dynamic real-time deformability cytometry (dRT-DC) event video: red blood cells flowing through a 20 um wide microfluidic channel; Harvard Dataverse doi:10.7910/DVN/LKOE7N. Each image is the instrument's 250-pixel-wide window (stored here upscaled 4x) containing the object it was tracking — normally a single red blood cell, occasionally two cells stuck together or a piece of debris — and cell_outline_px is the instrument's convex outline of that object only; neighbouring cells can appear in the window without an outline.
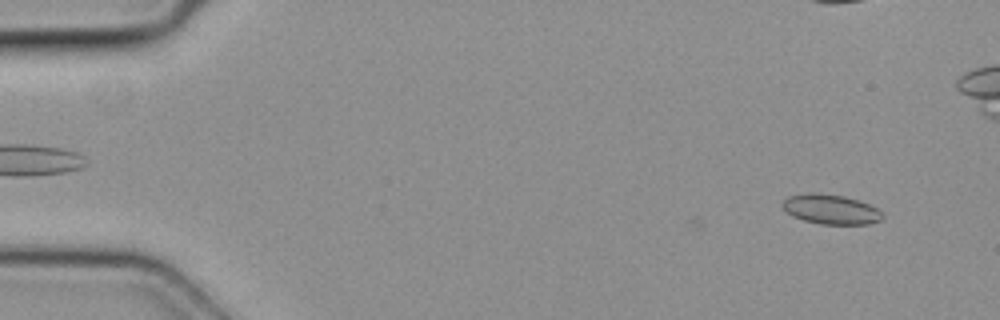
{"species": "common noctule bat (a hibernating species)", "species_latin": "Nyctalus noctula", "temperature_condition": "cold", "stored_images_in_passage": 2, "camera_frame_rate_fps": 3000, "um_per_image_px": 0.085, "animal": {"sex": "female", "body_mass_g": 19.3, "forearm_length_mm": 54.1}, "frame": {"image": 1, "passage_image": 2, "time_ms": 0.333, "image_size_px": [1000, 320], "cell_outline_px": [[884, 216], [880, 220], [868, 224], [820, 224], [804, 220], [792, 216], [780, 204], [788, 196], [812, 192], [816, 192], [844, 196], [868, 204], [876, 208]], "centroid_in_image_um": [70.59, 17.79], "position_along_channel_um": 14.4, "area_um2": 17.17}}